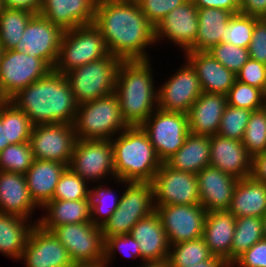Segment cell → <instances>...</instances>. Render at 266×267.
Here are the masks:
<instances>
[{"mask_svg":"<svg viewBox=\"0 0 266 267\" xmlns=\"http://www.w3.org/2000/svg\"><path fill=\"white\" fill-rule=\"evenodd\" d=\"M229 264L221 257L213 256L211 259L188 267H227Z\"/></svg>","mask_w":266,"mask_h":267,"instance_id":"obj_55","label":"cell"},{"mask_svg":"<svg viewBox=\"0 0 266 267\" xmlns=\"http://www.w3.org/2000/svg\"><path fill=\"white\" fill-rule=\"evenodd\" d=\"M73 126L80 140H111L129 127L115 92L79 104Z\"/></svg>","mask_w":266,"mask_h":267,"instance_id":"obj_5","label":"cell"},{"mask_svg":"<svg viewBox=\"0 0 266 267\" xmlns=\"http://www.w3.org/2000/svg\"><path fill=\"white\" fill-rule=\"evenodd\" d=\"M198 28V8L193 0H186L154 27L155 42L167 38L168 42L171 40L172 44L180 47L183 53L195 51Z\"/></svg>","mask_w":266,"mask_h":267,"instance_id":"obj_18","label":"cell"},{"mask_svg":"<svg viewBox=\"0 0 266 267\" xmlns=\"http://www.w3.org/2000/svg\"><path fill=\"white\" fill-rule=\"evenodd\" d=\"M35 14L5 8L0 14V44L4 50L14 49L20 42L29 20Z\"/></svg>","mask_w":266,"mask_h":267,"instance_id":"obj_37","label":"cell"},{"mask_svg":"<svg viewBox=\"0 0 266 267\" xmlns=\"http://www.w3.org/2000/svg\"><path fill=\"white\" fill-rule=\"evenodd\" d=\"M254 25L255 17L241 13L233 14L223 33L222 42L248 49L252 39Z\"/></svg>","mask_w":266,"mask_h":267,"instance_id":"obj_44","label":"cell"},{"mask_svg":"<svg viewBox=\"0 0 266 267\" xmlns=\"http://www.w3.org/2000/svg\"><path fill=\"white\" fill-rule=\"evenodd\" d=\"M208 52L235 75L249 59L248 49L221 42Z\"/></svg>","mask_w":266,"mask_h":267,"instance_id":"obj_45","label":"cell"},{"mask_svg":"<svg viewBox=\"0 0 266 267\" xmlns=\"http://www.w3.org/2000/svg\"><path fill=\"white\" fill-rule=\"evenodd\" d=\"M122 60L112 54L91 61L65 74L78 104L115 91L117 71Z\"/></svg>","mask_w":266,"mask_h":267,"instance_id":"obj_7","label":"cell"},{"mask_svg":"<svg viewBox=\"0 0 266 267\" xmlns=\"http://www.w3.org/2000/svg\"><path fill=\"white\" fill-rule=\"evenodd\" d=\"M147 20L155 27L168 13L186 0H136Z\"/></svg>","mask_w":266,"mask_h":267,"instance_id":"obj_47","label":"cell"},{"mask_svg":"<svg viewBox=\"0 0 266 267\" xmlns=\"http://www.w3.org/2000/svg\"><path fill=\"white\" fill-rule=\"evenodd\" d=\"M249 58L266 64V18H256L252 39L248 46Z\"/></svg>","mask_w":266,"mask_h":267,"instance_id":"obj_49","label":"cell"},{"mask_svg":"<svg viewBox=\"0 0 266 267\" xmlns=\"http://www.w3.org/2000/svg\"><path fill=\"white\" fill-rule=\"evenodd\" d=\"M8 101L37 124H73L78 103L64 74L54 69L18 91Z\"/></svg>","mask_w":266,"mask_h":267,"instance_id":"obj_2","label":"cell"},{"mask_svg":"<svg viewBox=\"0 0 266 267\" xmlns=\"http://www.w3.org/2000/svg\"><path fill=\"white\" fill-rule=\"evenodd\" d=\"M111 139L115 179L152 182L162 164L141 126L128 127Z\"/></svg>","mask_w":266,"mask_h":267,"instance_id":"obj_4","label":"cell"},{"mask_svg":"<svg viewBox=\"0 0 266 267\" xmlns=\"http://www.w3.org/2000/svg\"><path fill=\"white\" fill-rule=\"evenodd\" d=\"M227 96L228 105L256 111L266 103V94L259 88L235 80Z\"/></svg>","mask_w":266,"mask_h":267,"instance_id":"obj_42","label":"cell"},{"mask_svg":"<svg viewBox=\"0 0 266 267\" xmlns=\"http://www.w3.org/2000/svg\"><path fill=\"white\" fill-rule=\"evenodd\" d=\"M93 24L100 30L109 53L115 57L122 61L151 58L146 49L156 44L154 26L137 1L98 0Z\"/></svg>","mask_w":266,"mask_h":267,"instance_id":"obj_1","label":"cell"},{"mask_svg":"<svg viewBox=\"0 0 266 267\" xmlns=\"http://www.w3.org/2000/svg\"><path fill=\"white\" fill-rule=\"evenodd\" d=\"M34 160L30 142L11 144L0 152V170L25 175Z\"/></svg>","mask_w":266,"mask_h":267,"instance_id":"obj_39","label":"cell"},{"mask_svg":"<svg viewBox=\"0 0 266 267\" xmlns=\"http://www.w3.org/2000/svg\"><path fill=\"white\" fill-rule=\"evenodd\" d=\"M150 61H122L117 71L114 92L129 127L141 126L158 108V87L154 86Z\"/></svg>","mask_w":266,"mask_h":267,"instance_id":"obj_3","label":"cell"},{"mask_svg":"<svg viewBox=\"0 0 266 267\" xmlns=\"http://www.w3.org/2000/svg\"><path fill=\"white\" fill-rule=\"evenodd\" d=\"M109 265L102 260L91 261V262H74L71 267H108Z\"/></svg>","mask_w":266,"mask_h":267,"instance_id":"obj_56","label":"cell"},{"mask_svg":"<svg viewBox=\"0 0 266 267\" xmlns=\"http://www.w3.org/2000/svg\"><path fill=\"white\" fill-rule=\"evenodd\" d=\"M242 143L251 156L266 151V112L263 108L252 111Z\"/></svg>","mask_w":266,"mask_h":267,"instance_id":"obj_41","label":"cell"},{"mask_svg":"<svg viewBox=\"0 0 266 267\" xmlns=\"http://www.w3.org/2000/svg\"><path fill=\"white\" fill-rule=\"evenodd\" d=\"M138 242L141 256L146 262L167 263L170 244L159 215L154 211L139 220L130 231Z\"/></svg>","mask_w":266,"mask_h":267,"instance_id":"obj_24","label":"cell"},{"mask_svg":"<svg viewBox=\"0 0 266 267\" xmlns=\"http://www.w3.org/2000/svg\"><path fill=\"white\" fill-rule=\"evenodd\" d=\"M37 208L40 209L30 196L25 175L0 170V213L31 220Z\"/></svg>","mask_w":266,"mask_h":267,"instance_id":"obj_25","label":"cell"},{"mask_svg":"<svg viewBox=\"0 0 266 267\" xmlns=\"http://www.w3.org/2000/svg\"><path fill=\"white\" fill-rule=\"evenodd\" d=\"M236 80L259 88L266 94V64L249 58L236 74Z\"/></svg>","mask_w":266,"mask_h":267,"instance_id":"obj_48","label":"cell"},{"mask_svg":"<svg viewBox=\"0 0 266 267\" xmlns=\"http://www.w3.org/2000/svg\"><path fill=\"white\" fill-rule=\"evenodd\" d=\"M233 13L218 8H198L195 51H208L223 41V33Z\"/></svg>","mask_w":266,"mask_h":267,"instance_id":"obj_33","label":"cell"},{"mask_svg":"<svg viewBox=\"0 0 266 267\" xmlns=\"http://www.w3.org/2000/svg\"><path fill=\"white\" fill-rule=\"evenodd\" d=\"M124 187L118 208L101 227L103 239L130 234L132 227L155 211L152 182L121 181Z\"/></svg>","mask_w":266,"mask_h":267,"instance_id":"obj_6","label":"cell"},{"mask_svg":"<svg viewBox=\"0 0 266 267\" xmlns=\"http://www.w3.org/2000/svg\"><path fill=\"white\" fill-rule=\"evenodd\" d=\"M103 184V182L99 183V185L97 184V186L93 184L92 188H90L91 222L100 227L106 223L118 208L120 200V196H117L119 193L116 194L112 188L110 189V187Z\"/></svg>","mask_w":266,"mask_h":267,"instance_id":"obj_38","label":"cell"},{"mask_svg":"<svg viewBox=\"0 0 266 267\" xmlns=\"http://www.w3.org/2000/svg\"><path fill=\"white\" fill-rule=\"evenodd\" d=\"M154 207L170 245L202 237L207 212L201 204Z\"/></svg>","mask_w":266,"mask_h":267,"instance_id":"obj_16","label":"cell"},{"mask_svg":"<svg viewBox=\"0 0 266 267\" xmlns=\"http://www.w3.org/2000/svg\"><path fill=\"white\" fill-rule=\"evenodd\" d=\"M64 30L48 21L40 14H35L28 22L20 42L13 50L26 52L41 58L51 69L58 59Z\"/></svg>","mask_w":266,"mask_h":267,"instance_id":"obj_15","label":"cell"},{"mask_svg":"<svg viewBox=\"0 0 266 267\" xmlns=\"http://www.w3.org/2000/svg\"><path fill=\"white\" fill-rule=\"evenodd\" d=\"M235 225L236 217L229 210L206 213L202 238L211 253L229 265Z\"/></svg>","mask_w":266,"mask_h":267,"instance_id":"obj_27","label":"cell"},{"mask_svg":"<svg viewBox=\"0 0 266 267\" xmlns=\"http://www.w3.org/2000/svg\"><path fill=\"white\" fill-rule=\"evenodd\" d=\"M166 163L173 169L197 174L210 166V136L190 133Z\"/></svg>","mask_w":266,"mask_h":267,"instance_id":"obj_32","label":"cell"},{"mask_svg":"<svg viewBox=\"0 0 266 267\" xmlns=\"http://www.w3.org/2000/svg\"><path fill=\"white\" fill-rule=\"evenodd\" d=\"M52 70L41 58L4 50L0 61V97L9 100L18 91L44 77Z\"/></svg>","mask_w":266,"mask_h":267,"instance_id":"obj_10","label":"cell"},{"mask_svg":"<svg viewBox=\"0 0 266 267\" xmlns=\"http://www.w3.org/2000/svg\"><path fill=\"white\" fill-rule=\"evenodd\" d=\"M262 223H263L264 238L266 239V212L262 217Z\"/></svg>","mask_w":266,"mask_h":267,"instance_id":"obj_59","label":"cell"},{"mask_svg":"<svg viewBox=\"0 0 266 267\" xmlns=\"http://www.w3.org/2000/svg\"><path fill=\"white\" fill-rule=\"evenodd\" d=\"M67 167L68 165L57 161H33L25 177L30 196L39 208H43L52 200L56 185Z\"/></svg>","mask_w":266,"mask_h":267,"instance_id":"obj_28","label":"cell"},{"mask_svg":"<svg viewBox=\"0 0 266 267\" xmlns=\"http://www.w3.org/2000/svg\"><path fill=\"white\" fill-rule=\"evenodd\" d=\"M68 167L89 184L102 183L104 179H110L108 178L110 175L114 179V157L111 140L77 139Z\"/></svg>","mask_w":266,"mask_h":267,"instance_id":"obj_11","label":"cell"},{"mask_svg":"<svg viewBox=\"0 0 266 267\" xmlns=\"http://www.w3.org/2000/svg\"><path fill=\"white\" fill-rule=\"evenodd\" d=\"M167 82L159 86L158 108L163 111L188 113L202 89L195 69L185 59Z\"/></svg>","mask_w":266,"mask_h":267,"instance_id":"obj_17","label":"cell"},{"mask_svg":"<svg viewBox=\"0 0 266 267\" xmlns=\"http://www.w3.org/2000/svg\"><path fill=\"white\" fill-rule=\"evenodd\" d=\"M252 156L242 141L210 136V166L232 175L237 179L250 177Z\"/></svg>","mask_w":266,"mask_h":267,"instance_id":"obj_20","label":"cell"},{"mask_svg":"<svg viewBox=\"0 0 266 267\" xmlns=\"http://www.w3.org/2000/svg\"><path fill=\"white\" fill-rule=\"evenodd\" d=\"M21 260L25 267H71L73 263L66 247L38 224L30 233Z\"/></svg>","mask_w":266,"mask_h":267,"instance_id":"obj_19","label":"cell"},{"mask_svg":"<svg viewBox=\"0 0 266 267\" xmlns=\"http://www.w3.org/2000/svg\"><path fill=\"white\" fill-rule=\"evenodd\" d=\"M197 8H218L233 14L240 12L241 0H193Z\"/></svg>","mask_w":266,"mask_h":267,"instance_id":"obj_51","label":"cell"},{"mask_svg":"<svg viewBox=\"0 0 266 267\" xmlns=\"http://www.w3.org/2000/svg\"><path fill=\"white\" fill-rule=\"evenodd\" d=\"M264 238L262 218H236L235 232L230 253V265L256 242Z\"/></svg>","mask_w":266,"mask_h":267,"instance_id":"obj_35","label":"cell"},{"mask_svg":"<svg viewBox=\"0 0 266 267\" xmlns=\"http://www.w3.org/2000/svg\"><path fill=\"white\" fill-rule=\"evenodd\" d=\"M229 211L236 218H262L266 212V184L251 177L238 179Z\"/></svg>","mask_w":266,"mask_h":267,"instance_id":"obj_30","label":"cell"},{"mask_svg":"<svg viewBox=\"0 0 266 267\" xmlns=\"http://www.w3.org/2000/svg\"><path fill=\"white\" fill-rule=\"evenodd\" d=\"M138 245V242L131 234L107 237L104 239V261L110 265L111 260L116 258L114 256L119 251L125 257L138 258L140 259V263H145L146 261L142 258Z\"/></svg>","mask_w":266,"mask_h":267,"instance_id":"obj_46","label":"cell"},{"mask_svg":"<svg viewBox=\"0 0 266 267\" xmlns=\"http://www.w3.org/2000/svg\"><path fill=\"white\" fill-rule=\"evenodd\" d=\"M66 247L72 262L104 259V239L100 226L92 222L69 223L51 231Z\"/></svg>","mask_w":266,"mask_h":267,"instance_id":"obj_14","label":"cell"},{"mask_svg":"<svg viewBox=\"0 0 266 267\" xmlns=\"http://www.w3.org/2000/svg\"><path fill=\"white\" fill-rule=\"evenodd\" d=\"M227 105L226 95L202 92L187 113L189 132L208 136L218 134Z\"/></svg>","mask_w":266,"mask_h":267,"instance_id":"obj_26","label":"cell"},{"mask_svg":"<svg viewBox=\"0 0 266 267\" xmlns=\"http://www.w3.org/2000/svg\"><path fill=\"white\" fill-rule=\"evenodd\" d=\"M140 265L141 266H137V267H167L166 263H157V262H145Z\"/></svg>","mask_w":266,"mask_h":267,"instance_id":"obj_58","label":"cell"},{"mask_svg":"<svg viewBox=\"0 0 266 267\" xmlns=\"http://www.w3.org/2000/svg\"><path fill=\"white\" fill-rule=\"evenodd\" d=\"M256 18H266V0H241L240 12Z\"/></svg>","mask_w":266,"mask_h":267,"instance_id":"obj_52","label":"cell"},{"mask_svg":"<svg viewBox=\"0 0 266 267\" xmlns=\"http://www.w3.org/2000/svg\"><path fill=\"white\" fill-rule=\"evenodd\" d=\"M231 265L233 267H266V239L256 242Z\"/></svg>","mask_w":266,"mask_h":267,"instance_id":"obj_50","label":"cell"},{"mask_svg":"<svg viewBox=\"0 0 266 267\" xmlns=\"http://www.w3.org/2000/svg\"><path fill=\"white\" fill-rule=\"evenodd\" d=\"M91 185L67 167L61 175L52 200H81L90 199Z\"/></svg>","mask_w":266,"mask_h":267,"instance_id":"obj_40","label":"cell"},{"mask_svg":"<svg viewBox=\"0 0 266 267\" xmlns=\"http://www.w3.org/2000/svg\"><path fill=\"white\" fill-rule=\"evenodd\" d=\"M185 59L195 69L202 92L227 95L236 75L224 67L208 51H187Z\"/></svg>","mask_w":266,"mask_h":267,"instance_id":"obj_23","label":"cell"},{"mask_svg":"<svg viewBox=\"0 0 266 267\" xmlns=\"http://www.w3.org/2000/svg\"><path fill=\"white\" fill-rule=\"evenodd\" d=\"M0 121L5 125L6 142L10 144L29 142L34 125L23 111L8 100L0 103Z\"/></svg>","mask_w":266,"mask_h":267,"instance_id":"obj_34","label":"cell"},{"mask_svg":"<svg viewBox=\"0 0 266 267\" xmlns=\"http://www.w3.org/2000/svg\"><path fill=\"white\" fill-rule=\"evenodd\" d=\"M152 185L154 206L201 204L197 174L173 169L164 162Z\"/></svg>","mask_w":266,"mask_h":267,"instance_id":"obj_12","label":"cell"},{"mask_svg":"<svg viewBox=\"0 0 266 267\" xmlns=\"http://www.w3.org/2000/svg\"><path fill=\"white\" fill-rule=\"evenodd\" d=\"M162 163L173 156L189 134L188 115L157 108L141 125Z\"/></svg>","mask_w":266,"mask_h":267,"instance_id":"obj_9","label":"cell"},{"mask_svg":"<svg viewBox=\"0 0 266 267\" xmlns=\"http://www.w3.org/2000/svg\"><path fill=\"white\" fill-rule=\"evenodd\" d=\"M250 177L266 184V151L252 156Z\"/></svg>","mask_w":266,"mask_h":267,"instance_id":"obj_53","label":"cell"},{"mask_svg":"<svg viewBox=\"0 0 266 267\" xmlns=\"http://www.w3.org/2000/svg\"><path fill=\"white\" fill-rule=\"evenodd\" d=\"M76 134L73 124H37L32 128L30 146L34 159L71 162Z\"/></svg>","mask_w":266,"mask_h":267,"instance_id":"obj_13","label":"cell"},{"mask_svg":"<svg viewBox=\"0 0 266 267\" xmlns=\"http://www.w3.org/2000/svg\"><path fill=\"white\" fill-rule=\"evenodd\" d=\"M252 111L227 105L220 120L218 135L242 141Z\"/></svg>","mask_w":266,"mask_h":267,"instance_id":"obj_43","label":"cell"},{"mask_svg":"<svg viewBox=\"0 0 266 267\" xmlns=\"http://www.w3.org/2000/svg\"><path fill=\"white\" fill-rule=\"evenodd\" d=\"M109 54L104 38L94 24L79 26L64 32L53 69L65 75Z\"/></svg>","mask_w":266,"mask_h":267,"instance_id":"obj_8","label":"cell"},{"mask_svg":"<svg viewBox=\"0 0 266 267\" xmlns=\"http://www.w3.org/2000/svg\"><path fill=\"white\" fill-rule=\"evenodd\" d=\"M38 222V218L34 222L15 214L0 213V253L20 261L30 233Z\"/></svg>","mask_w":266,"mask_h":267,"instance_id":"obj_29","label":"cell"},{"mask_svg":"<svg viewBox=\"0 0 266 267\" xmlns=\"http://www.w3.org/2000/svg\"><path fill=\"white\" fill-rule=\"evenodd\" d=\"M41 210L45 212L38 225L50 232L64 224L91 222L90 199L51 200Z\"/></svg>","mask_w":266,"mask_h":267,"instance_id":"obj_31","label":"cell"},{"mask_svg":"<svg viewBox=\"0 0 266 267\" xmlns=\"http://www.w3.org/2000/svg\"><path fill=\"white\" fill-rule=\"evenodd\" d=\"M201 205L206 212L229 210L237 178L207 166L197 173Z\"/></svg>","mask_w":266,"mask_h":267,"instance_id":"obj_21","label":"cell"},{"mask_svg":"<svg viewBox=\"0 0 266 267\" xmlns=\"http://www.w3.org/2000/svg\"><path fill=\"white\" fill-rule=\"evenodd\" d=\"M43 0H3L7 9L25 10L33 14H39Z\"/></svg>","mask_w":266,"mask_h":267,"instance_id":"obj_54","label":"cell"},{"mask_svg":"<svg viewBox=\"0 0 266 267\" xmlns=\"http://www.w3.org/2000/svg\"><path fill=\"white\" fill-rule=\"evenodd\" d=\"M4 9H5L4 2L3 0H0V14L2 13Z\"/></svg>","mask_w":266,"mask_h":267,"instance_id":"obj_60","label":"cell"},{"mask_svg":"<svg viewBox=\"0 0 266 267\" xmlns=\"http://www.w3.org/2000/svg\"><path fill=\"white\" fill-rule=\"evenodd\" d=\"M98 0H43L39 14L64 31L94 23Z\"/></svg>","mask_w":266,"mask_h":267,"instance_id":"obj_22","label":"cell"},{"mask_svg":"<svg viewBox=\"0 0 266 267\" xmlns=\"http://www.w3.org/2000/svg\"><path fill=\"white\" fill-rule=\"evenodd\" d=\"M214 255L204 239L198 238L170 245L167 267H188L209 260Z\"/></svg>","mask_w":266,"mask_h":267,"instance_id":"obj_36","label":"cell"},{"mask_svg":"<svg viewBox=\"0 0 266 267\" xmlns=\"http://www.w3.org/2000/svg\"><path fill=\"white\" fill-rule=\"evenodd\" d=\"M263 109H264V110H265V112H266V103H265V105H264Z\"/></svg>","mask_w":266,"mask_h":267,"instance_id":"obj_62","label":"cell"},{"mask_svg":"<svg viewBox=\"0 0 266 267\" xmlns=\"http://www.w3.org/2000/svg\"><path fill=\"white\" fill-rule=\"evenodd\" d=\"M3 51H4L3 46L0 44V61H1Z\"/></svg>","mask_w":266,"mask_h":267,"instance_id":"obj_61","label":"cell"},{"mask_svg":"<svg viewBox=\"0 0 266 267\" xmlns=\"http://www.w3.org/2000/svg\"><path fill=\"white\" fill-rule=\"evenodd\" d=\"M8 145L11 144L6 142L5 125H2V122L0 121V152Z\"/></svg>","mask_w":266,"mask_h":267,"instance_id":"obj_57","label":"cell"}]
</instances>
